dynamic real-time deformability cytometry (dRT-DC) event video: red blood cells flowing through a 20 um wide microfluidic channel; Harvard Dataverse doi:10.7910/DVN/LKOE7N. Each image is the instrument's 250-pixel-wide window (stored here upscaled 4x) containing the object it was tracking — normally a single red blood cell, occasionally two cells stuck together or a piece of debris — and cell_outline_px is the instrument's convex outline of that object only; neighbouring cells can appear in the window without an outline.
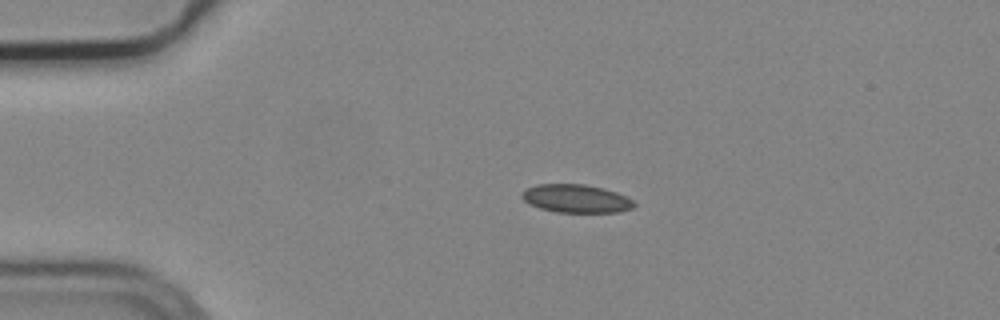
{"species": "common noctule bat (a hibernating species)", "species_latin": "Nyctalus noctula", "temperature_condition": "cold", "stored_images_in_passage": 2, "camera_frame_rate_fps": 3000, "um_per_image_px": 0.085, "animal": {"sex": "male", "body_mass_g": 19.2, "forearm_length_mm": 51.8}, "frame": {"image": 1, "passage_image": 1, "time_ms": 0.0, "image_size_px": [1000, 320], "cell_outline_px": [[636, 204], [632, 208], [620, 212], [556, 212], [540, 208], [528, 204], [520, 196], [520, 192], [536, 184], [584, 184], [604, 188], [616, 192], [632, 200]], "centroid_in_image_um": [48.94, 16.88], "position_along_channel_um": 36.1, "area_um2": 18.5}}